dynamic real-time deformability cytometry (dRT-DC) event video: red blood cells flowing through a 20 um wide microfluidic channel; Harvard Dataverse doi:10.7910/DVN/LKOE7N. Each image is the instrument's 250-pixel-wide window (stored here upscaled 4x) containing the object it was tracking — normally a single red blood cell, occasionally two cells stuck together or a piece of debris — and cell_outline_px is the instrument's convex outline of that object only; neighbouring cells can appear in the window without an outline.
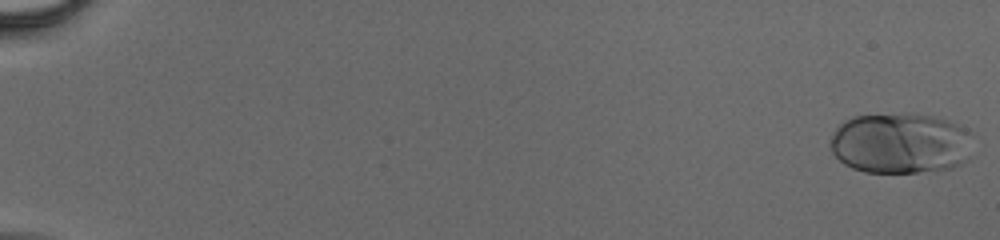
{"species": "human", "species_latin": "Homo sapiens", "temperature_condition": "cold", "stored_images_in_passage": 57, "camera_frame_rate_fps": 3000, "um_per_image_px": 0.085, "donor": {"sex": "male"}, "frame": {"image": 1, "passage_image": 1, "time_ms": 0.0, "image_size_px": [1000, 240], "cell_outline_px": [[968, 160], [952, 168], [916, 172], [864, 172], [852, 168], [844, 164], [828, 148], [832, 136], [836, 128], [844, 120], [852, 116], [904, 112], [912, 112], [932, 116], [948, 120], [968, 128]], "centroid_in_image_um": [76.49, 12.15], "position_along_channel_um": 8.5, "area_um2": 50.92}}
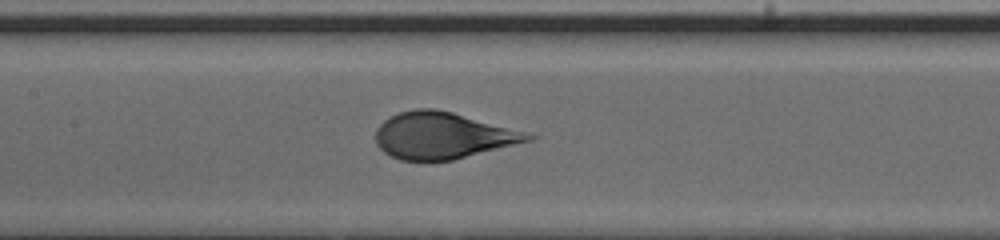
{"frame": {"image": 2, "passage_image": 30, "time_ms": 9.667, "image_size_px": [1000, 240], "cell_outline_px": [[540, 136], [532, 140], [452, 160], [400, 160], [384, 152], [376, 144], [376, 128], [384, 120], [400, 112], [416, 108], [436, 108], [452, 112]], "centroid_in_image_um": [37.61, 11.52], "position_along_channel_um": 169.8, "area_um2": 40.92}}
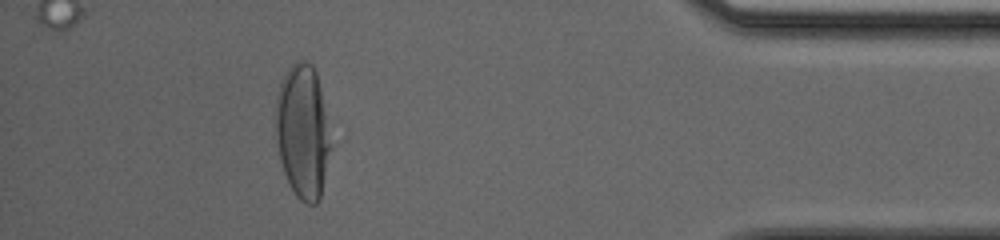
{"frame": {"image": 3, "passage_image": 52, "time_ms": 17.0, "image_size_px": [1000, 240], "cell_outline_px": [[332, 148], [320, 196], [316, 204], [308, 204], [300, 200], [296, 196], [284, 172], [280, 160], [276, 140], [276, 96], [280, 84], [288, 68], [296, 60], [304, 60], [312, 64], [316, 72]], "centroid_in_image_um": [25.72, 11.19], "position_along_channel_um": 409.5, "area_um2": 42.54}}